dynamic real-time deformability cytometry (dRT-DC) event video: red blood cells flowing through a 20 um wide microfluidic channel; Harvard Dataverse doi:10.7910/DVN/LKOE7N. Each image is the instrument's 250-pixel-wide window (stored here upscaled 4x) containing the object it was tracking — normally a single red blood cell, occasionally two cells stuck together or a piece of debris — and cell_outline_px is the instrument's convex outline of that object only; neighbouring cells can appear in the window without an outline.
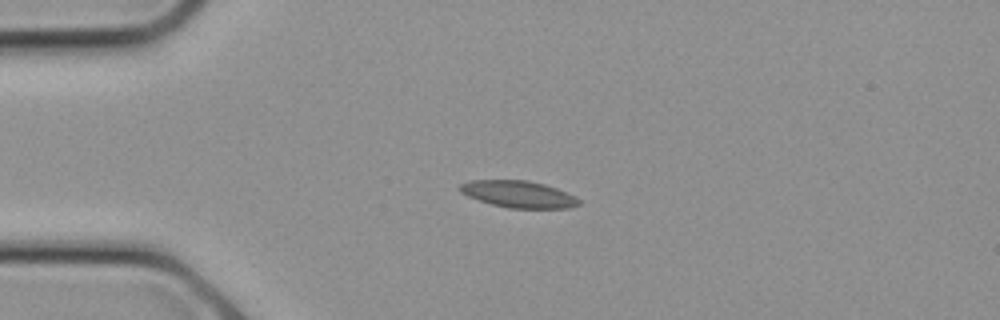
{"species": "common noctule bat (a hibernating species)", "species_latin": "Nyctalus noctula", "temperature_condition": "cold", "stored_images_in_passage": 17, "camera_frame_rate_fps": 3000, "um_per_image_px": 0.085, "animal": {"sex": "female", "body_mass_g": 21.9}, "frame": {"image": 1, "passage_image": 6, "time_ms": 1.667, "image_size_px": [1000, 320], "cell_outline_px": [[580, 204], [568, 208], [508, 208], [492, 204], [468, 196], [460, 192], [456, 188], [460, 184], [468, 180], [528, 180], [544, 184], [556, 188], [580, 200]], "centroid_in_image_um": [44.01, 16.5], "position_along_channel_um": 41.0, "area_um2": 18.5}}
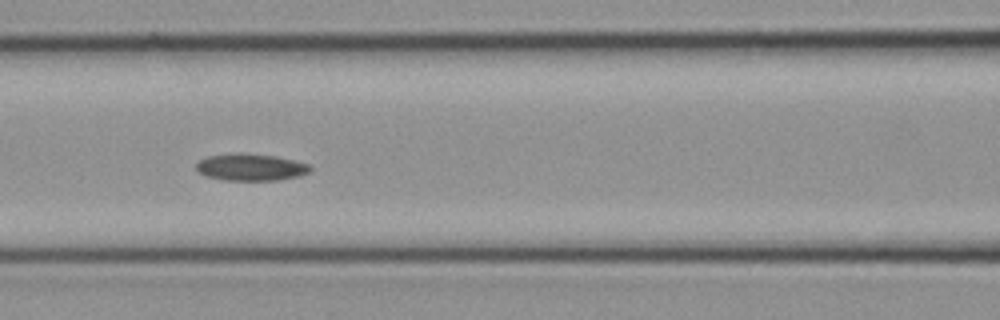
{"frame": {"image": 2, "passage_image": 11, "time_ms": 3.333, "image_size_px": [1000, 320], "cell_outline_px": [[312, 168], [308, 172], [300, 176], [276, 180], [224, 180], [208, 176], [200, 172], [196, 168], [196, 164], [200, 160], [208, 156], [232, 152], [240, 152], [276, 156], [308, 164]], "centroid_in_image_um": [21.3, 14.2], "position_along_channel_um": 145.3, "area_um2": 17.86}}
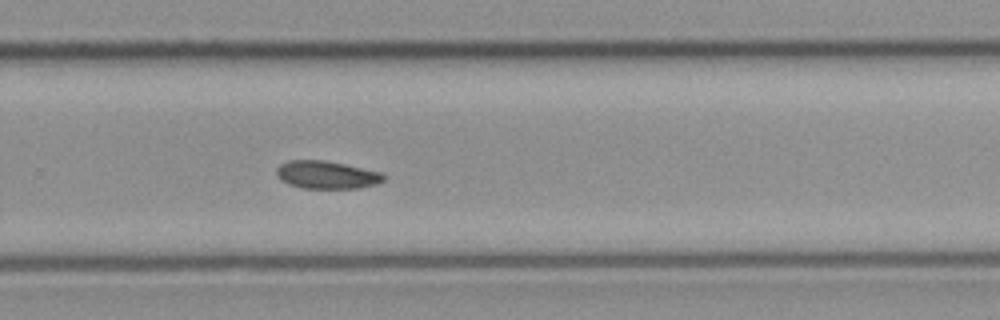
{"frame": {"image": 3, "passage_image": 17, "time_ms": 5.333, "image_size_px": [1000, 320], "cell_outline_px": [[388, 176], [384, 180], [376, 184], [360, 188], [300, 188], [288, 184], [280, 180], [276, 172], [276, 168], [280, 164], [288, 160], [324, 160], [384, 172]], "centroid_in_image_um": [27.79, 14.86], "position_along_channel_um": 302.0, "area_um2": 17.63}}